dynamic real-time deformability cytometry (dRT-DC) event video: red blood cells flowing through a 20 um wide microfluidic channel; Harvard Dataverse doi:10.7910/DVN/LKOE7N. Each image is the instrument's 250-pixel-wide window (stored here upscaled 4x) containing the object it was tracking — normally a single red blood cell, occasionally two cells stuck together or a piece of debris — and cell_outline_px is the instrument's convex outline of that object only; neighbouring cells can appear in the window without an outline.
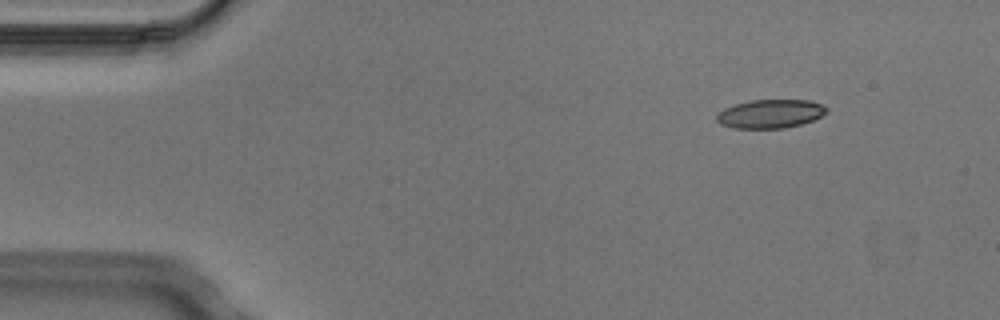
{"species": "Egyptian fruit bat (a non-hibernating species)", "species_latin": "Rousettus aegyptiacus", "temperature_condition": "cold", "stored_images_in_passage": 4, "camera_frame_rate_fps": 3000, "um_per_image_px": 0.085, "animal": {"sex": "male"}, "frame": {"image": 1, "passage_image": 1, "time_ms": 0.0, "image_size_px": [1000, 320], "cell_outline_px": [[828, 112], [812, 120], [800, 124], [784, 128], [732, 128], [720, 124], [716, 120], [716, 116], [724, 108], [736, 104], [752, 100], [808, 100], [820, 104], [828, 108]], "centroid_in_image_um": [65.46, 9.67], "position_along_channel_um": 19.5, "area_um2": 18.21}}
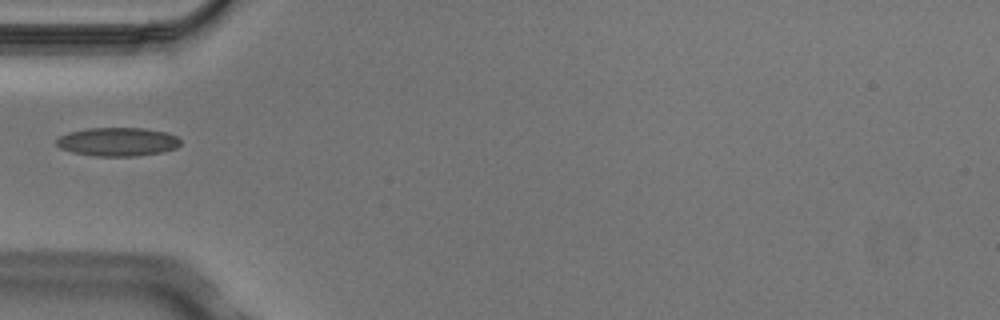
{"frame": {"image": 2, "passage_image": 4, "time_ms": 1.0, "image_size_px": [1000, 320], "cell_outline_px": [[180, 144], [176, 148], [160, 152], [136, 156], [96, 156], [72, 152], [60, 148], [56, 144], [56, 140], [60, 136], [68, 132], [88, 128], [144, 128], [168, 132], [176, 136], [180, 140]], "centroid_in_image_um": [9.99, 12.04], "position_along_channel_um": 75.0, "area_um2": 20.69}}